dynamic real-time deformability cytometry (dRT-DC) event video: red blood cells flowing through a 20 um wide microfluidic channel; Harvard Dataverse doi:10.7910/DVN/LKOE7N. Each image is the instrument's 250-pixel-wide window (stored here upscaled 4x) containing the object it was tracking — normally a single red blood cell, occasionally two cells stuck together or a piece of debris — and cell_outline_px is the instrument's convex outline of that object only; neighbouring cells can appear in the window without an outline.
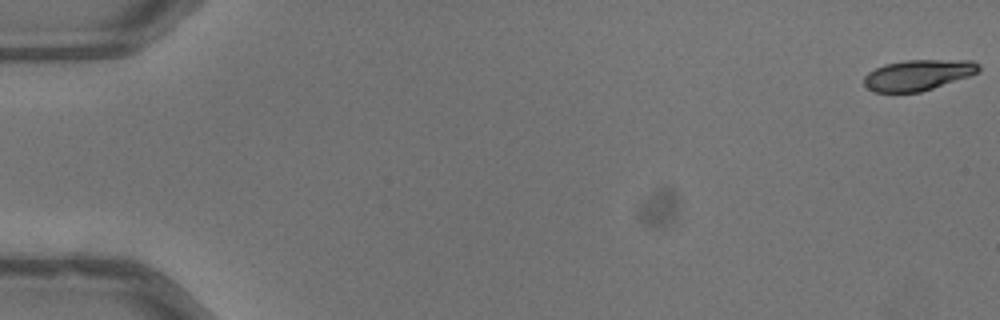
{"species": "common noctule bat (a hibernating species)", "species_latin": "Nyctalus noctula", "temperature_condition": "warm", "stored_images_in_passage": 53, "camera_frame_rate_fps": 3000, "um_per_image_px": 0.085, "animal": {"sex": "male", "body_mass_g": 13.3}, "frame": {"image": 1, "passage_image": 1, "time_ms": 0.0, "image_size_px": [1000, 320], "cell_outline_px": [[980, 72], [920, 92], [872, 92], [864, 84], [864, 76], [868, 72], [884, 64], [904, 60], [972, 60], [980, 64]], "centroid_in_image_um": [78.03, 6.36], "position_along_channel_um": 7.0, "area_um2": 20.52}}
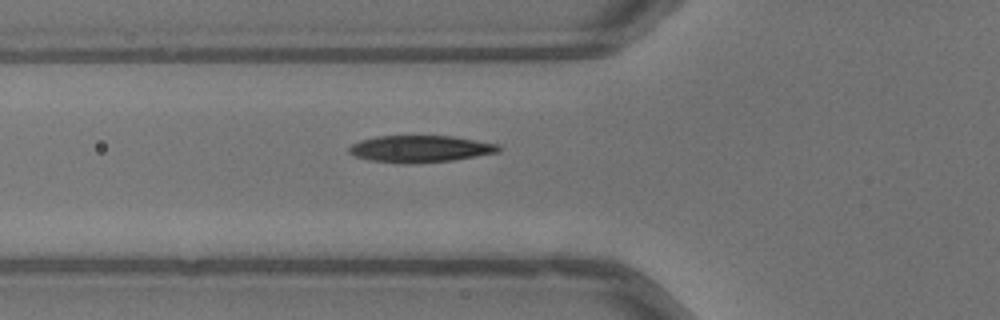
{"frame": {"image": 2, "passage_image": 20, "time_ms": 6.333, "image_size_px": [1000, 320], "cell_outline_px": [[500, 148], [496, 152], [476, 156], [452, 160], [408, 164], [368, 160], [356, 156], [348, 152], [348, 148], [352, 144], [360, 140], [376, 136], [452, 136], [500, 144]], "centroid_in_image_um": [35.68, 12.65], "position_along_channel_um": 90.1, "area_um2": 23.29}}
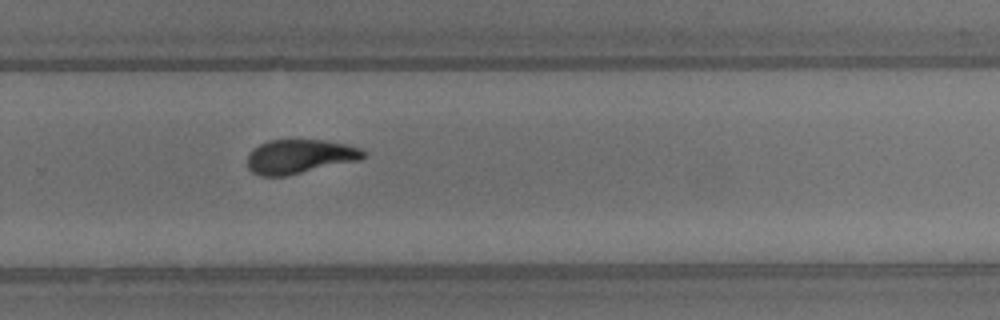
{"frame": {"image": 3, "passage_image": 36, "time_ms": 11.667, "image_size_px": [1000, 320], "cell_outline_px": [[364, 156], [360, 160], [288, 176], [260, 176], [252, 172], [248, 168], [248, 156], [260, 144], [268, 140], [324, 140], [348, 144], [360, 148], [364, 152]], "centroid_in_image_um": [25.49, 13.31], "position_along_channel_um": 304.3, "area_um2": 23.06}, "authors_computed_cell_mechanics": {"area_um2": 22.5998, "velocity_mm_per_s": 4.013, "shape_relaxation_time_tau1_ms": 4.2959, "shape_relaxation_time_tau2_ms": 2.011, "deformation_change_tau1": 0.1825, "deformation_change_tau2": 0.0796}}